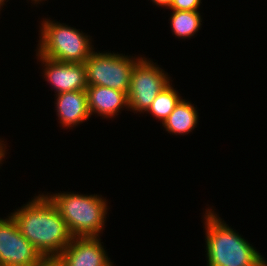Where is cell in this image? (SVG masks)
Masks as SVG:
<instances>
[{
  "mask_svg": "<svg viewBox=\"0 0 267 266\" xmlns=\"http://www.w3.org/2000/svg\"><path fill=\"white\" fill-rule=\"evenodd\" d=\"M21 234L44 259H56L73 236L57 207L45 194L11 213Z\"/></svg>",
  "mask_w": 267,
  "mask_h": 266,
  "instance_id": "cell-1",
  "label": "cell"
},
{
  "mask_svg": "<svg viewBox=\"0 0 267 266\" xmlns=\"http://www.w3.org/2000/svg\"><path fill=\"white\" fill-rule=\"evenodd\" d=\"M38 53L60 62L84 63L94 48L90 37L76 28L45 19L40 27Z\"/></svg>",
  "mask_w": 267,
  "mask_h": 266,
  "instance_id": "cell-4",
  "label": "cell"
},
{
  "mask_svg": "<svg viewBox=\"0 0 267 266\" xmlns=\"http://www.w3.org/2000/svg\"><path fill=\"white\" fill-rule=\"evenodd\" d=\"M140 58L93 51L84 62L87 85L105 86L127 94L133 68Z\"/></svg>",
  "mask_w": 267,
  "mask_h": 266,
  "instance_id": "cell-5",
  "label": "cell"
},
{
  "mask_svg": "<svg viewBox=\"0 0 267 266\" xmlns=\"http://www.w3.org/2000/svg\"><path fill=\"white\" fill-rule=\"evenodd\" d=\"M44 65V78L53 87L56 94L69 91L86 90L87 80L84 63L60 62L37 53Z\"/></svg>",
  "mask_w": 267,
  "mask_h": 266,
  "instance_id": "cell-9",
  "label": "cell"
},
{
  "mask_svg": "<svg viewBox=\"0 0 267 266\" xmlns=\"http://www.w3.org/2000/svg\"><path fill=\"white\" fill-rule=\"evenodd\" d=\"M56 110L62 127H75L90 118L86 90L56 94Z\"/></svg>",
  "mask_w": 267,
  "mask_h": 266,
  "instance_id": "cell-10",
  "label": "cell"
},
{
  "mask_svg": "<svg viewBox=\"0 0 267 266\" xmlns=\"http://www.w3.org/2000/svg\"><path fill=\"white\" fill-rule=\"evenodd\" d=\"M181 99L179 93L173 88L172 83H169L157 94L146 112H149L163 123Z\"/></svg>",
  "mask_w": 267,
  "mask_h": 266,
  "instance_id": "cell-14",
  "label": "cell"
},
{
  "mask_svg": "<svg viewBox=\"0 0 267 266\" xmlns=\"http://www.w3.org/2000/svg\"><path fill=\"white\" fill-rule=\"evenodd\" d=\"M198 117L196 107L189 101L181 99L162 125L170 134L185 135L196 128Z\"/></svg>",
  "mask_w": 267,
  "mask_h": 266,
  "instance_id": "cell-12",
  "label": "cell"
},
{
  "mask_svg": "<svg viewBox=\"0 0 267 266\" xmlns=\"http://www.w3.org/2000/svg\"><path fill=\"white\" fill-rule=\"evenodd\" d=\"M156 6H163V7H167V9L169 8V6L172 3V0H151Z\"/></svg>",
  "mask_w": 267,
  "mask_h": 266,
  "instance_id": "cell-17",
  "label": "cell"
},
{
  "mask_svg": "<svg viewBox=\"0 0 267 266\" xmlns=\"http://www.w3.org/2000/svg\"><path fill=\"white\" fill-rule=\"evenodd\" d=\"M2 142H4V141L0 140V164L3 161V158L5 157V154H6L5 149H7V148L4 147L6 144H4Z\"/></svg>",
  "mask_w": 267,
  "mask_h": 266,
  "instance_id": "cell-18",
  "label": "cell"
},
{
  "mask_svg": "<svg viewBox=\"0 0 267 266\" xmlns=\"http://www.w3.org/2000/svg\"><path fill=\"white\" fill-rule=\"evenodd\" d=\"M39 266H61L56 259H45Z\"/></svg>",
  "mask_w": 267,
  "mask_h": 266,
  "instance_id": "cell-16",
  "label": "cell"
},
{
  "mask_svg": "<svg viewBox=\"0 0 267 266\" xmlns=\"http://www.w3.org/2000/svg\"><path fill=\"white\" fill-rule=\"evenodd\" d=\"M141 57L133 68L130 87L127 93L128 109L146 112L153 100L169 83L168 73L158 67L156 63Z\"/></svg>",
  "mask_w": 267,
  "mask_h": 266,
  "instance_id": "cell-6",
  "label": "cell"
},
{
  "mask_svg": "<svg viewBox=\"0 0 267 266\" xmlns=\"http://www.w3.org/2000/svg\"><path fill=\"white\" fill-rule=\"evenodd\" d=\"M201 0H172L168 9L179 11H198Z\"/></svg>",
  "mask_w": 267,
  "mask_h": 266,
  "instance_id": "cell-15",
  "label": "cell"
},
{
  "mask_svg": "<svg viewBox=\"0 0 267 266\" xmlns=\"http://www.w3.org/2000/svg\"><path fill=\"white\" fill-rule=\"evenodd\" d=\"M99 237H73L56 258L61 266H113Z\"/></svg>",
  "mask_w": 267,
  "mask_h": 266,
  "instance_id": "cell-8",
  "label": "cell"
},
{
  "mask_svg": "<svg viewBox=\"0 0 267 266\" xmlns=\"http://www.w3.org/2000/svg\"><path fill=\"white\" fill-rule=\"evenodd\" d=\"M0 218V266H39L45 259L21 234L12 215Z\"/></svg>",
  "mask_w": 267,
  "mask_h": 266,
  "instance_id": "cell-7",
  "label": "cell"
},
{
  "mask_svg": "<svg viewBox=\"0 0 267 266\" xmlns=\"http://www.w3.org/2000/svg\"><path fill=\"white\" fill-rule=\"evenodd\" d=\"M207 266H267L264 257L212 209L204 214Z\"/></svg>",
  "mask_w": 267,
  "mask_h": 266,
  "instance_id": "cell-2",
  "label": "cell"
},
{
  "mask_svg": "<svg viewBox=\"0 0 267 266\" xmlns=\"http://www.w3.org/2000/svg\"><path fill=\"white\" fill-rule=\"evenodd\" d=\"M65 220L73 237H99L105 226L107 205L100 195L47 194ZM105 219V220H104Z\"/></svg>",
  "mask_w": 267,
  "mask_h": 266,
  "instance_id": "cell-3",
  "label": "cell"
},
{
  "mask_svg": "<svg viewBox=\"0 0 267 266\" xmlns=\"http://www.w3.org/2000/svg\"><path fill=\"white\" fill-rule=\"evenodd\" d=\"M171 14V29L176 37L191 38L200 30L202 25L200 11L173 10Z\"/></svg>",
  "mask_w": 267,
  "mask_h": 266,
  "instance_id": "cell-13",
  "label": "cell"
},
{
  "mask_svg": "<svg viewBox=\"0 0 267 266\" xmlns=\"http://www.w3.org/2000/svg\"><path fill=\"white\" fill-rule=\"evenodd\" d=\"M32 1L35 2V3H39V2H41L43 0H32Z\"/></svg>",
  "mask_w": 267,
  "mask_h": 266,
  "instance_id": "cell-20",
  "label": "cell"
},
{
  "mask_svg": "<svg viewBox=\"0 0 267 266\" xmlns=\"http://www.w3.org/2000/svg\"><path fill=\"white\" fill-rule=\"evenodd\" d=\"M4 1H6V0H0V9H1V6L4 5V3H5Z\"/></svg>",
  "mask_w": 267,
  "mask_h": 266,
  "instance_id": "cell-19",
  "label": "cell"
},
{
  "mask_svg": "<svg viewBox=\"0 0 267 266\" xmlns=\"http://www.w3.org/2000/svg\"><path fill=\"white\" fill-rule=\"evenodd\" d=\"M86 91L90 115L97 113L104 118H111L118 115L117 112L123 107L129 108L127 94L120 90L88 85Z\"/></svg>",
  "mask_w": 267,
  "mask_h": 266,
  "instance_id": "cell-11",
  "label": "cell"
}]
</instances>
